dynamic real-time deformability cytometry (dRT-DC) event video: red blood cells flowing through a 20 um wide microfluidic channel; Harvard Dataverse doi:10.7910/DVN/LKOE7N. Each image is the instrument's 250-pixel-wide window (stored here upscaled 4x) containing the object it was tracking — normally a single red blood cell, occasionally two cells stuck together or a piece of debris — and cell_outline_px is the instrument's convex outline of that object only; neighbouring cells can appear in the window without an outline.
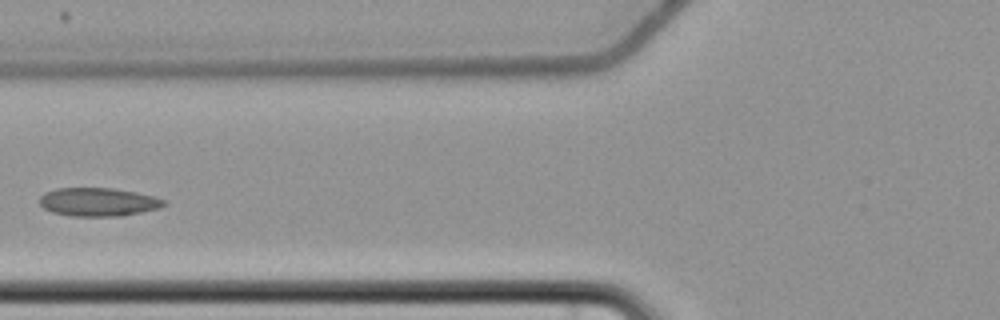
{"species": "common noctule bat (a hibernating species)", "species_latin": "Nyctalus noctula", "temperature_condition": "cold", "stored_images_in_passage": 6, "camera_frame_rate_fps": 3000, "um_per_image_px": 0.085, "animal": {"sex": "female", "body_mass_g": 22.7, "forearm_length_mm": 54.2}, "frame": {"image": 1, "passage_image": 5, "time_ms": 5.0, "image_size_px": [1000, 320], "cell_outline_px": [[164, 204], [160, 208], [120, 216], [72, 216], [52, 212], [44, 208], [40, 204], [40, 196], [44, 192], [56, 188], [112, 188], [136, 192], [152, 196], [164, 200]], "centroid_in_image_um": [8.3, 17.16], "position_along_channel_um": 117.5, "area_um2": 20.46}}
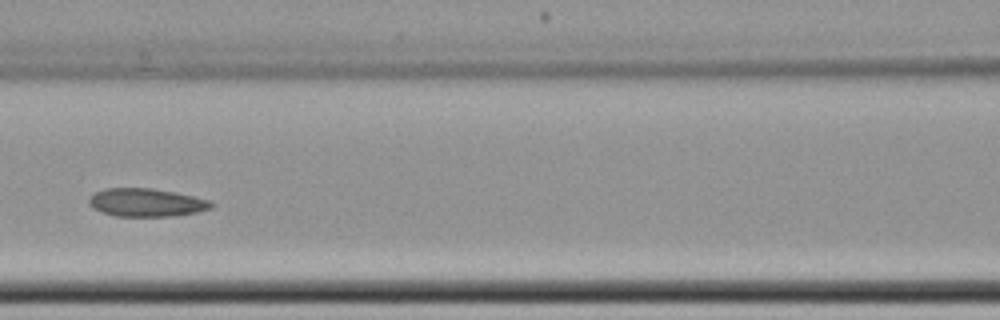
{"frame": {"image": 2, "passage_image": 6, "time_ms": 6.0, "image_size_px": [1000, 320], "cell_outline_px": [[212, 208], [196, 212], [172, 216], [116, 216], [100, 212], [92, 208], [88, 204], [88, 200], [96, 192], [104, 188], [152, 188], [176, 192], [208, 200], [212, 204]], "centroid_in_image_um": [12.39, 17.21], "position_along_channel_um": 154.2, "area_um2": 20.0}}